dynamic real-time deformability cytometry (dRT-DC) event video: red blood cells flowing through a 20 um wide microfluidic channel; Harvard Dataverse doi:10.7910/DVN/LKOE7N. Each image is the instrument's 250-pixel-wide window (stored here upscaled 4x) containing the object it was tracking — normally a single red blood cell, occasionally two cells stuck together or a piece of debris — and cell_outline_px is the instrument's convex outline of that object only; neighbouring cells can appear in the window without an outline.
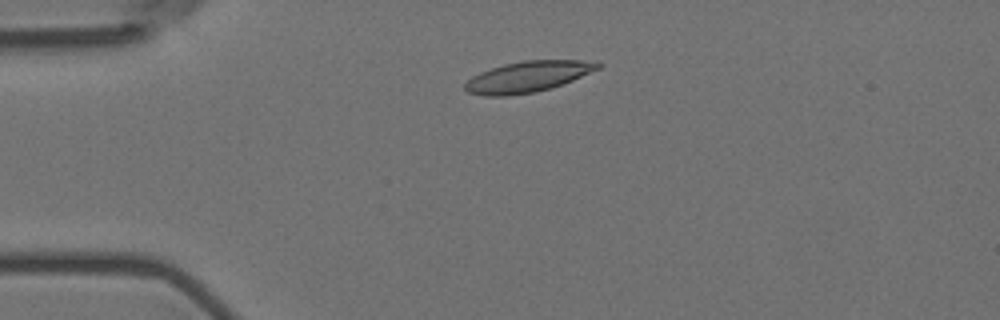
{"species": "Egyptian fruit bat (a non-hibernating species)", "species_latin": "Rousettus aegyptiacus", "temperature_condition": "room temperature", "stored_images_in_passage": 3, "camera_frame_rate_fps": 3000, "um_per_image_px": 0.085, "animal": {"sex": "female"}, "frame": {"image": 1, "passage_image": 2, "time_ms": 0.333, "image_size_px": [1000, 320], "cell_outline_px": [[604, 64], [600, 68], [572, 80], [552, 88], [536, 92], [508, 96], [484, 96], [468, 92], [464, 88], [464, 84], [472, 76], [480, 72], [504, 64], [524, 60], [580, 60]], "centroid_in_image_um": [44.84, 6.53], "position_along_channel_um": 40.2, "area_um2": 23.87}}